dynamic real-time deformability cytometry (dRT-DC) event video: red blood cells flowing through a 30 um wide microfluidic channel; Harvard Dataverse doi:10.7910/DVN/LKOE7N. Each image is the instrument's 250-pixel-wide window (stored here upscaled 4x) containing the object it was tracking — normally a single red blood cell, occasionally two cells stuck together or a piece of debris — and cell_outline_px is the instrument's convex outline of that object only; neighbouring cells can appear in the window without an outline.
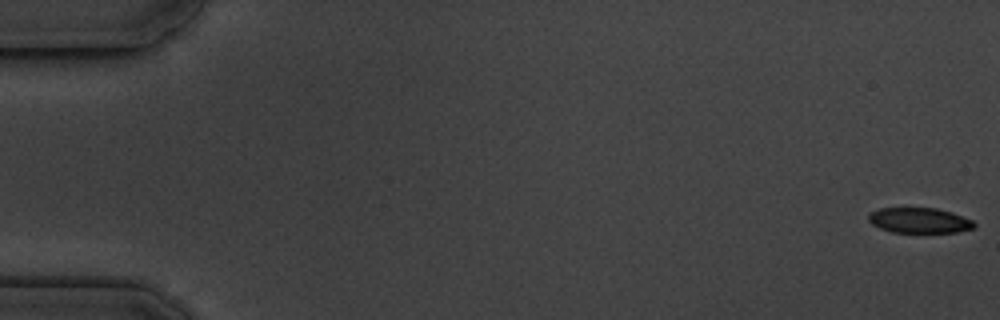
{"species": "common noctule bat (a hibernating species)", "species_latin": "Nyctalus noctula", "temperature_condition": "cold", "stored_images_in_passage": 5, "camera_frame_rate_fps": 3000, "um_per_image_px": 0.085, "animal": {"sex": "male", "body_mass_g": 19.5, "forearm_length_mm": 54.6}, "frame": {"image": 1, "passage_image": 1, "time_ms": 0.0, "image_size_px": [1000, 320], "cell_outline_px": [[976, 228], [956, 232], [892, 232], [880, 228], [872, 224], [868, 220], [868, 212], [880, 208], [936, 208], [952, 212], [972, 220], [976, 224]], "centroid_in_image_um": [78.14, 18.73], "position_along_channel_um": 6.9, "area_um2": 15.66}}
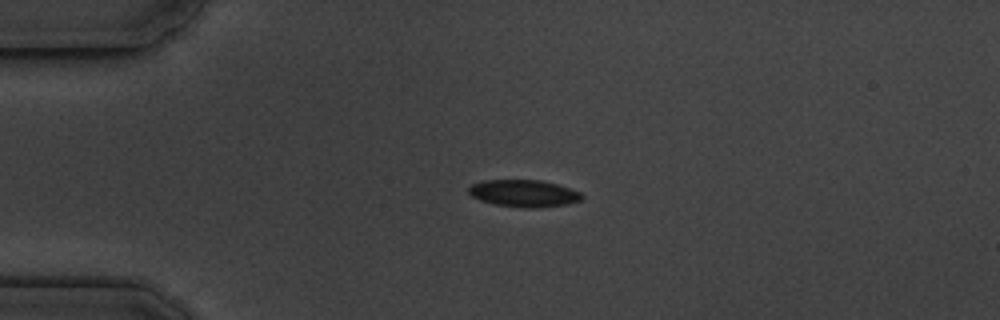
{"frame": {"image": 2, "passage_image": 4, "time_ms": 4.333, "image_size_px": [1000, 320], "cell_outline_px": [[584, 196], [580, 200], [568, 204], [540, 208], [520, 208], [496, 204], [480, 200], [472, 196], [468, 192], [468, 188], [472, 184], [484, 180], [540, 180], [556, 184], [580, 192]], "centroid_in_image_um": [44.52, 16.44], "position_along_channel_um": 40.5, "area_um2": 17.86}}